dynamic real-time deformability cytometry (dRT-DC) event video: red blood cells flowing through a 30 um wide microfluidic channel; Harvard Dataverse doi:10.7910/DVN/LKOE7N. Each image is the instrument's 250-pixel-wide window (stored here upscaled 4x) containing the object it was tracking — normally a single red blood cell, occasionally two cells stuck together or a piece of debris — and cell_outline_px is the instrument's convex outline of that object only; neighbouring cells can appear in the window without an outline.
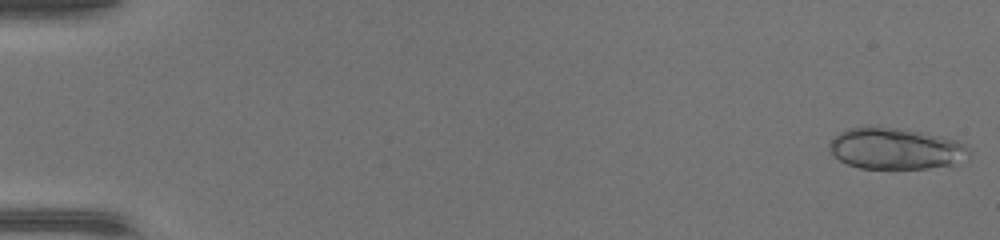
{"species": "common noctule bat (a hibernating species)", "species_latin": "Nyctalus noctula", "temperature_condition": "warm", "stored_images_in_passage": 48, "camera_frame_rate_fps": 3000, "um_per_image_px": 0.085, "animal": {"sex": "female", "body_mass_g": 17.0, "forearm_length_mm": 48.0}, "frame": {"image": 1, "passage_image": 1, "time_ms": 0.0, "image_size_px": [1000, 240], "cell_outline_px": [[972, 152], [968, 160], [952, 164], [928, 168], [860, 168], [848, 164], [832, 156], [828, 148], [828, 144], [840, 132], [848, 128], [876, 124], [920, 132], [940, 136], [956, 140], [972, 148]], "centroid_in_image_um": [76.14, 12.61], "position_along_channel_um": 8.9, "area_um2": 34.22}}
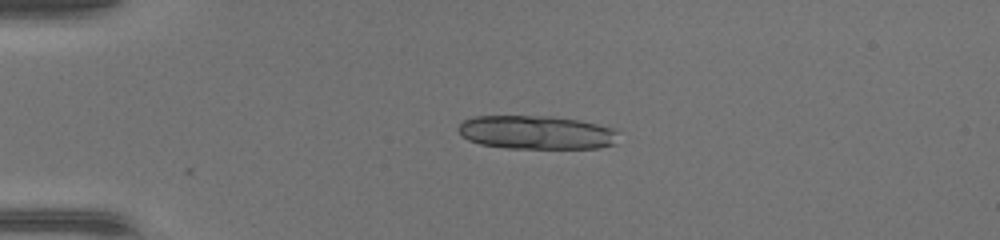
{"frame": {"image": 2, "passage_image": 12, "time_ms": 3.667, "image_size_px": [1000, 240], "cell_outline_px": [[616, 144], [600, 148], [508, 148], [480, 144], [468, 140], [456, 128], [464, 120], [472, 116], [548, 116], [580, 120], [616, 128]], "centroid_in_image_um": [45.61, 11.25], "position_along_channel_um": 39.4, "area_um2": 31.5}}